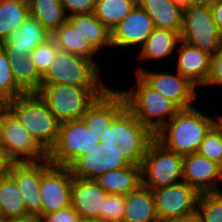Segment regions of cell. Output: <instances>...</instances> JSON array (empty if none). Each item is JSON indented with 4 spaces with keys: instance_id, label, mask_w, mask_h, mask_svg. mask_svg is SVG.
Returning a JSON list of instances; mask_svg holds the SVG:
<instances>
[{
    "instance_id": "d6986e66",
    "label": "cell",
    "mask_w": 222,
    "mask_h": 222,
    "mask_svg": "<svg viewBox=\"0 0 222 222\" xmlns=\"http://www.w3.org/2000/svg\"><path fill=\"white\" fill-rule=\"evenodd\" d=\"M177 71L192 84L206 86L211 71V57L207 51L180 40L178 43Z\"/></svg>"
},
{
    "instance_id": "7c38bea8",
    "label": "cell",
    "mask_w": 222,
    "mask_h": 222,
    "mask_svg": "<svg viewBox=\"0 0 222 222\" xmlns=\"http://www.w3.org/2000/svg\"><path fill=\"white\" fill-rule=\"evenodd\" d=\"M130 165L132 163L119 150L100 142L88 153L79 157L69 168L74 177L95 180L105 172Z\"/></svg>"
},
{
    "instance_id": "5b68a950",
    "label": "cell",
    "mask_w": 222,
    "mask_h": 222,
    "mask_svg": "<svg viewBox=\"0 0 222 222\" xmlns=\"http://www.w3.org/2000/svg\"><path fill=\"white\" fill-rule=\"evenodd\" d=\"M108 88H83L67 84H42L39 95L56 119L62 123L81 119L88 108Z\"/></svg>"
},
{
    "instance_id": "ba28073f",
    "label": "cell",
    "mask_w": 222,
    "mask_h": 222,
    "mask_svg": "<svg viewBox=\"0 0 222 222\" xmlns=\"http://www.w3.org/2000/svg\"><path fill=\"white\" fill-rule=\"evenodd\" d=\"M100 142V136L89 130L82 119L62 122L57 142L48 153V160L54 166L69 168Z\"/></svg>"
},
{
    "instance_id": "3957f363",
    "label": "cell",
    "mask_w": 222,
    "mask_h": 222,
    "mask_svg": "<svg viewBox=\"0 0 222 222\" xmlns=\"http://www.w3.org/2000/svg\"><path fill=\"white\" fill-rule=\"evenodd\" d=\"M137 84L128 90H119L126 108L154 135L181 109L151 88L138 74Z\"/></svg>"
},
{
    "instance_id": "e0dca14e",
    "label": "cell",
    "mask_w": 222,
    "mask_h": 222,
    "mask_svg": "<svg viewBox=\"0 0 222 222\" xmlns=\"http://www.w3.org/2000/svg\"><path fill=\"white\" fill-rule=\"evenodd\" d=\"M125 108V99L119 90L108 88L88 108L81 119L89 130L100 136Z\"/></svg>"
},
{
    "instance_id": "4316f807",
    "label": "cell",
    "mask_w": 222,
    "mask_h": 222,
    "mask_svg": "<svg viewBox=\"0 0 222 222\" xmlns=\"http://www.w3.org/2000/svg\"><path fill=\"white\" fill-rule=\"evenodd\" d=\"M59 50L66 51L77 56L86 58L92 61L97 67L98 64L94 61V54L98 53L83 37L73 25L66 20L52 35Z\"/></svg>"
},
{
    "instance_id": "d590c367",
    "label": "cell",
    "mask_w": 222,
    "mask_h": 222,
    "mask_svg": "<svg viewBox=\"0 0 222 222\" xmlns=\"http://www.w3.org/2000/svg\"><path fill=\"white\" fill-rule=\"evenodd\" d=\"M198 153L222 166V132L216 125L206 134Z\"/></svg>"
},
{
    "instance_id": "6da1fadb",
    "label": "cell",
    "mask_w": 222,
    "mask_h": 222,
    "mask_svg": "<svg viewBox=\"0 0 222 222\" xmlns=\"http://www.w3.org/2000/svg\"><path fill=\"white\" fill-rule=\"evenodd\" d=\"M215 121L197 108L181 109L155 134V138L169 150L186 156L198 152Z\"/></svg>"
},
{
    "instance_id": "7bdbcfd3",
    "label": "cell",
    "mask_w": 222,
    "mask_h": 222,
    "mask_svg": "<svg viewBox=\"0 0 222 222\" xmlns=\"http://www.w3.org/2000/svg\"><path fill=\"white\" fill-rule=\"evenodd\" d=\"M11 222H45L41 214H27L23 217L11 218Z\"/></svg>"
},
{
    "instance_id": "277c9868",
    "label": "cell",
    "mask_w": 222,
    "mask_h": 222,
    "mask_svg": "<svg viewBox=\"0 0 222 222\" xmlns=\"http://www.w3.org/2000/svg\"><path fill=\"white\" fill-rule=\"evenodd\" d=\"M155 135L127 108L112 122L100 141L119 150L132 164L141 165Z\"/></svg>"
},
{
    "instance_id": "4fadbf2b",
    "label": "cell",
    "mask_w": 222,
    "mask_h": 222,
    "mask_svg": "<svg viewBox=\"0 0 222 222\" xmlns=\"http://www.w3.org/2000/svg\"><path fill=\"white\" fill-rule=\"evenodd\" d=\"M74 176L70 168L52 165L40 182L41 215L71 206V189Z\"/></svg>"
},
{
    "instance_id": "bcb514c9",
    "label": "cell",
    "mask_w": 222,
    "mask_h": 222,
    "mask_svg": "<svg viewBox=\"0 0 222 222\" xmlns=\"http://www.w3.org/2000/svg\"><path fill=\"white\" fill-rule=\"evenodd\" d=\"M7 110H8V103L6 101L0 100V124H1L3 115L5 114Z\"/></svg>"
},
{
    "instance_id": "681fc988",
    "label": "cell",
    "mask_w": 222,
    "mask_h": 222,
    "mask_svg": "<svg viewBox=\"0 0 222 222\" xmlns=\"http://www.w3.org/2000/svg\"><path fill=\"white\" fill-rule=\"evenodd\" d=\"M81 222H107V221L98 218H91V219H83L81 220Z\"/></svg>"
},
{
    "instance_id": "7a4b0ae2",
    "label": "cell",
    "mask_w": 222,
    "mask_h": 222,
    "mask_svg": "<svg viewBox=\"0 0 222 222\" xmlns=\"http://www.w3.org/2000/svg\"><path fill=\"white\" fill-rule=\"evenodd\" d=\"M7 103L8 109L49 153L57 142L60 122L52 114L46 101L39 93H24Z\"/></svg>"
},
{
    "instance_id": "816d5d0a",
    "label": "cell",
    "mask_w": 222,
    "mask_h": 222,
    "mask_svg": "<svg viewBox=\"0 0 222 222\" xmlns=\"http://www.w3.org/2000/svg\"><path fill=\"white\" fill-rule=\"evenodd\" d=\"M14 1H23V0H0V4H2V3H10V2H14Z\"/></svg>"
},
{
    "instance_id": "ee69618b",
    "label": "cell",
    "mask_w": 222,
    "mask_h": 222,
    "mask_svg": "<svg viewBox=\"0 0 222 222\" xmlns=\"http://www.w3.org/2000/svg\"><path fill=\"white\" fill-rule=\"evenodd\" d=\"M161 222H200V219L198 217V214L195 213L185 217L172 218Z\"/></svg>"
},
{
    "instance_id": "cb8c5ba5",
    "label": "cell",
    "mask_w": 222,
    "mask_h": 222,
    "mask_svg": "<svg viewBox=\"0 0 222 222\" xmlns=\"http://www.w3.org/2000/svg\"><path fill=\"white\" fill-rule=\"evenodd\" d=\"M122 222H159L151 189L141 185L125 195V212Z\"/></svg>"
},
{
    "instance_id": "b9f144b4",
    "label": "cell",
    "mask_w": 222,
    "mask_h": 222,
    "mask_svg": "<svg viewBox=\"0 0 222 222\" xmlns=\"http://www.w3.org/2000/svg\"><path fill=\"white\" fill-rule=\"evenodd\" d=\"M12 163L0 145V175L8 173Z\"/></svg>"
},
{
    "instance_id": "8d00e7d4",
    "label": "cell",
    "mask_w": 222,
    "mask_h": 222,
    "mask_svg": "<svg viewBox=\"0 0 222 222\" xmlns=\"http://www.w3.org/2000/svg\"><path fill=\"white\" fill-rule=\"evenodd\" d=\"M125 212V195L107 194L99 211V219L107 222H122Z\"/></svg>"
},
{
    "instance_id": "7dc6e473",
    "label": "cell",
    "mask_w": 222,
    "mask_h": 222,
    "mask_svg": "<svg viewBox=\"0 0 222 222\" xmlns=\"http://www.w3.org/2000/svg\"><path fill=\"white\" fill-rule=\"evenodd\" d=\"M175 5L179 6L183 10L189 7V0H171Z\"/></svg>"
},
{
    "instance_id": "2e32d148",
    "label": "cell",
    "mask_w": 222,
    "mask_h": 222,
    "mask_svg": "<svg viewBox=\"0 0 222 222\" xmlns=\"http://www.w3.org/2000/svg\"><path fill=\"white\" fill-rule=\"evenodd\" d=\"M182 171V180L200 194L221 191L217 184L222 181V166L198 152L184 156Z\"/></svg>"
},
{
    "instance_id": "e575fe53",
    "label": "cell",
    "mask_w": 222,
    "mask_h": 222,
    "mask_svg": "<svg viewBox=\"0 0 222 222\" xmlns=\"http://www.w3.org/2000/svg\"><path fill=\"white\" fill-rule=\"evenodd\" d=\"M59 48L55 40L50 37L45 42L39 44L30 53V59L34 62L36 69L43 76L54 60Z\"/></svg>"
},
{
    "instance_id": "1f68e13d",
    "label": "cell",
    "mask_w": 222,
    "mask_h": 222,
    "mask_svg": "<svg viewBox=\"0 0 222 222\" xmlns=\"http://www.w3.org/2000/svg\"><path fill=\"white\" fill-rule=\"evenodd\" d=\"M30 17L28 0L0 4V43Z\"/></svg>"
},
{
    "instance_id": "30bf717a",
    "label": "cell",
    "mask_w": 222,
    "mask_h": 222,
    "mask_svg": "<svg viewBox=\"0 0 222 222\" xmlns=\"http://www.w3.org/2000/svg\"><path fill=\"white\" fill-rule=\"evenodd\" d=\"M180 37L185 43L212 55L222 47V37L208 6H189L184 9Z\"/></svg>"
},
{
    "instance_id": "83f0119b",
    "label": "cell",
    "mask_w": 222,
    "mask_h": 222,
    "mask_svg": "<svg viewBox=\"0 0 222 222\" xmlns=\"http://www.w3.org/2000/svg\"><path fill=\"white\" fill-rule=\"evenodd\" d=\"M12 73L17 86L24 93H38L42 76L28 54H12L9 57Z\"/></svg>"
},
{
    "instance_id": "d4e9b609",
    "label": "cell",
    "mask_w": 222,
    "mask_h": 222,
    "mask_svg": "<svg viewBox=\"0 0 222 222\" xmlns=\"http://www.w3.org/2000/svg\"><path fill=\"white\" fill-rule=\"evenodd\" d=\"M180 40V33L155 27L141 46L138 59L150 61L171 56Z\"/></svg>"
},
{
    "instance_id": "ac0fdd59",
    "label": "cell",
    "mask_w": 222,
    "mask_h": 222,
    "mask_svg": "<svg viewBox=\"0 0 222 222\" xmlns=\"http://www.w3.org/2000/svg\"><path fill=\"white\" fill-rule=\"evenodd\" d=\"M153 20L138 5L111 31L112 47L129 48L142 46L153 32Z\"/></svg>"
},
{
    "instance_id": "5bb4252c",
    "label": "cell",
    "mask_w": 222,
    "mask_h": 222,
    "mask_svg": "<svg viewBox=\"0 0 222 222\" xmlns=\"http://www.w3.org/2000/svg\"><path fill=\"white\" fill-rule=\"evenodd\" d=\"M139 68V69H138ZM136 73L154 90L175 103L180 109L193 107L196 86L179 72L176 74L147 71L142 67Z\"/></svg>"
},
{
    "instance_id": "9a60e30c",
    "label": "cell",
    "mask_w": 222,
    "mask_h": 222,
    "mask_svg": "<svg viewBox=\"0 0 222 222\" xmlns=\"http://www.w3.org/2000/svg\"><path fill=\"white\" fill-rule=\"evenodd\" d=\"M52 166L42 162L12 163L8 173L16 180L28 214H41L40 182L42 175Z\"/></svg>"
},
{
    "instance_id": "c3c4849f",
    "label": "cell",
    "mask_w": 222,
    "mask_h": 222,
    "mask_svg": "<svg viewBox=\"0 0 222 222\" xmlns=\"http://www.w3.org/2000/svg\"><path fill=\"white\" fill-rule=\"evenodd\" d=\"M218 120L215 121V125L219 128V130L222 132V115L217 117Z\"/></svg>"
},
{
    "instance_id": "44dd1931",
    "label": "cell",
    "mask_w": 222,
    "mask_h": 222,
    "mask_svg": "<svg viewBox=\"0 0 222 222\" xmlns=\"http://www.w3.org/2000/svg\"><path fill=\"white\" fill-rule=\"evenodd\" d=\"M51 34L34 18L29 17L16 32L2 41L0 45L10 57L12 54H28L39 44L45 42Z\"/></svg>"
},
{
    "instance_id": "d6a6232c",
    "label": "cell",
    "mask_w": 222,
    "mask_h": 222,
    "mask_svg": "<svg viewBox=\"0 0 222 222\" xmlns=\"http://www.w3.org/2000/svg\"><path fill=\"white\" fill-rule=\"evenodd\" d=\"M22 94L14 80L9 56L0 45V100L8 102Z\"/></svg>"
},
{
    "instance_id": "836d02e7",
    "label": "cell",
    "mask_w": 222,
    "mask_h": 222,
    "mask_svg": "<svg viewBox=\"0 0 222 222\" xmlns=\"http://www.w3.org/2000/svg\"><path fill=\"white\" fill-rule=\"evenodd\" d=\"M197 214L200 222H222V192L201 193Z\"/></svg>"
},
{
    "instance_id": "4dcf8cb0",
    "label": "cell",
    "mask_w": 222,
    "mask_h": 222,
    "mask_svg": "<svg viewBox=\"0 0 222 222\" xmlns=\"http://www.w3.org/2000/svg\"><path fill=\"white\" fill-rule=\"evenodd\" d=\"M136 5L137 0H96L94 15L112 31Z\"/></svg>"
},
{
    "instance_id": "f907efd6",
    "label": "cell",
    "mask_w": 222,
    "mask_h": 222,
    "mask_svg": "<svg viewBox=\"0 0 222 222\" xmlns=\"http://www.w3.org/2000/svg\"><path fill=\"white\" fill-rule=\"evenodd\" d=\"M0 222H11V219L0 213Z\"/></svg>"
},
{
    "instance_id": "603a6c76",
    "label": "cell",
    "mask_w": 222,
    "mask_h": 222,
    "mask_svg": "<svg viewBox=\"0 0 222 222\" xmlns=\"http://www.w3.org/2000/svg\"><path fill=\"white\" fill-rule=\"evenodd\" d=\"M95 181L107 194L127 195L142 185L141 165L105 172Z\"/></svg>"
},
{
    "instance_id": "8992f818",
    "label": "cell",
    "mask_w": 222,
    "mask_h": 222,
    "mask_svg": "<svg viewBox=\"0 0 222 222\" xmlns=\"http://www.w3.org/2000/svg\"><path fill=\"white\" fill-rule=\"evenodd\" d=\"M100 69L90 60L58 50L42 84H67L83 88H109L100 79ZM103 82V83H102Z\"/></svg>"
},
{
    "instance_id": "60d3db41",
    "label": "cell",
    "mask_w": 222,
    "mask_h": 222,
    "mask_svg": "<svg viewBox=\"0 0 222 222\" xmlns=\"http://www.w3.org/2000/svg\"><path fill=\"white\" fill-rule=\"evenodd\" d=\"M213 19L216 23L219 35L222 37V0H217L211 6Z\"/></svg>"
},
{
    "instance_id": "ffe728a7",
    "label": "cell",
    "mask_w": 222,
    "mask_h": 222,
    "mask_svg": "<svg viewBox=\"0 0 222 222\" xmlns=\"http://www.w3.org/2000/svg\"><path fill=\"white\" fill-rule=\"evenodd\" d=\"M107 193L95 180L74 177L71 189V207L81 220L98 218Z\"/></svg>"
},
{
    "instance_id": "74e56055",
    "label": "cell",
    "mask_w": 222,
    "mask_h": 222,
    "mask_svg": "<svg viewBox=\"0 0 222 222\" xmlns=\"http://www.w3.org/2000/svg\"><path fill=\"white\" fill-rule=\"evenodd\" d=\"M67 16L74 14H92L96 0H60Z\"/></svg>"
},
{
    "instance_id": "7402d4cb",
    "label": "cell",
    "mask_w": 222,
    "mask_h": 222,
    "mask_svg": "<svg viewBox=\"0 0 222 222\" xmlns=\"http://www.w3.org/2000/svg\"><path fill=\"white\" fill-rule=\"evenodd\" d=\"M137 5L153 20L156 28L181 33L184 10L171 0H137Z\"/></svg>"
},
{
    "instance_id": "8fae6325",
    "label": "cell",
    "mask_w": 222,
    "mask_h": 222,
    "mask_svg": "<svg viewBox=\"0 0 222 222\" xmlns=\"http://www.w3.org/2000/svg\"><path fill=\"white\" fill-rule=\"evenodd\" d=\"M152 192L159 222L197 213L200 193L184 181Z\"/></svg>"
},
{
    "instance_id": "f546056e",
    "label": "cell",
    "mask_w": 222,
    "mask_h": 222,
    "mask_svg": "<svg viewBox=\"0 0 222 222\" xmlns=\"http://www.w3.org/2000/svg\"><path fill=\"white\" fill-rule=\"evenodd\" d=\"M0 203V213L10 219L28 214L16 180L9 173L0 175Z\"/></svg>"
},
{
    "instance_id": "9c48e42d",
    "label": "cell",
    "mask_w": 222,
    "mask_h": 222,
    "mask_svg": "<svg viewBox=\"0 0 222 222\" xmlns=\"http://www.w3.org/2000/svg\"><path fill=\"white\" fill-rule=\"evenodd\" d=\"M0 145L13 163L42 162L48 153L8 109L0 124Z\"/></svg>"
},
{
    "instance_id": "f35d334b",
    "label": "cell",
    "mask_w": 222,
    "mask_h": 222,
    "mask_svg": "<svg viewBox=\"0 0 222 222\" xmlns=\"http://www.w3.org/2000/svg\"><path fill=\"white\" fill-rule=\"evenodd\" d=\"M206 85H222V47L211 57V71Z\"/></svg>"
},
{
    "instance_id": "ab89813d",
    "label": "cell",
    "mask_w": 222,
    "mask_h": 222,
    "mask_svg": "<svg viewBox=\"0 0 222 222\" xmlns=\"http://www.w3.org/2000/svg\"><path fill=\"white\" fill-rule=\"evenodd\" d=\"M45 222H81L79 214L70 206L44 215Z\"/></svg>"
},
{
    "instance_id": "f1b7e54d",
    "label": "cell",
    "mask_w": 222,
    "mask_h": 222,
    "mask_svg": "<svg viewBox=\"0 0 222 222\" xmlns=\"http://www.w3.org/2000/svg\"><path fill=\"white\" fill-rule=\"evenodd\" d=\"M30 16L51 35L67 20L60 0H28Z\"/></svg>"
},
{
    "instance_id": "484cf974",
    "label": "cell",
    "mask_w": 222,
    "mask_h": 222,
    "mask_svg": "<svg viewBox=\"0 0 222 222\" xmlns=\"http://www.w3.org/2000/svg\"><path fill=\"white\" fill-rule=\"evenodd\" d=\"M67 20L86 38L90 45L100 52L105 46L111 45V31L92 14H74Z\"/></svg>"
},
{
    "instance_id": "52a82bcc",
    "label": "cell",
    "mask_w": 222,
    "mask_h": 222,
    "mask_svg": "<svg viewBox=\"0 0 222 222\" xmlns=\"http://www.w3.org/2000/svg\"><path fill=\"white\" fill-rule=\"evenodd\" d=\"M183 158L154 138L141 164L142 185L154 190L183 181Z\"/></svg>"
},
{
    "instance_id": "f6af8a7d",
    "label": "cell",
    "mask_w": 222,
    "mask_h": 222,
    "mask_svg": "<svg viewBox=\"0 0 222 222\" xmlns=\"http://www.w3.org/2000/svg\"><path fill=\"white\" fill-rule=\"evenodd\" d=\"M217 0H189V6H208L210 7Z\"/></svg>"
}]
</instances>
